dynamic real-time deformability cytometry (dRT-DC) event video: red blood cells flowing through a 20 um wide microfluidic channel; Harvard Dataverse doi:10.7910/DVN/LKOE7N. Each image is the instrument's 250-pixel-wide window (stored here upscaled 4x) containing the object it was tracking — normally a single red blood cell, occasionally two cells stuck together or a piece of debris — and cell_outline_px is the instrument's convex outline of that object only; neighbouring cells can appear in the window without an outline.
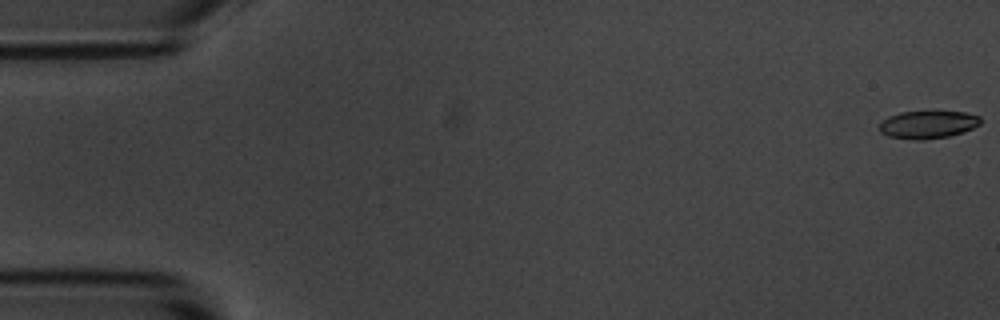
{"species": "common noctule bat (a hibernating species)", "species_latin": "Nyctalus noctula", "temperature_condition": "room temperature", "stored_images_in_passage": 55, "camera_frame_rate_fps": 3000, "um_per_image_px": 0.085, "animal": {"sex": "male", "body_mass_g": 20.1, "forearm_length_mm": 53.5}, "frame": {"image": 1, "passage_image": 1, "time_ms": 0.0, "image_size_px": [1000, 320], "cell_outline_px": [[980, 124], [964, 132], [948, 136], [924, 140], [916, 140], [888, 136], [880, 132], [880, 124], [888, 116], [900, 112], [964, 112], [980, 116]], "centroid_in_image_um": [78.87, 10.59], "position_along_channel_um": 6.1, "area_um2": 16.18}}
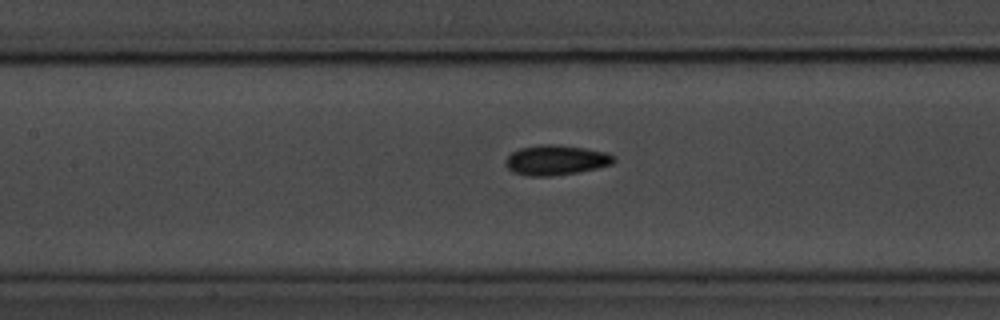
{"frame": {"image": 2, "passage_image": 25, "time_ms": 8.0, "image_size_px": [1000, 320], "cell_outline_px": [[616, 160], [612, 164], [596, 168], [576, 172], [552, 176], [528, 176], [512, 172], [504, 164], [504, 160], [512, 152], [520, 148], [540, 144], [556, 144], [584, 148], [608, 152], [616, 156]], "centroid_in_image_um": [47.25, 13.6], "position_along_channel_um": 160.2, "area_um2": 19.07}}
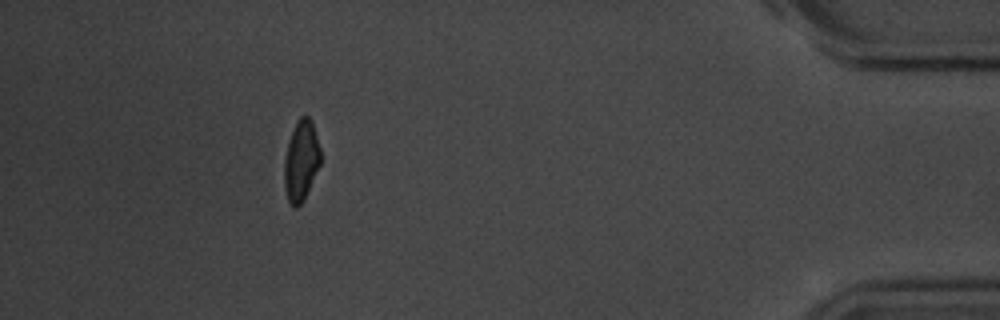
{"frame": {"image": 3, "passage_image": 50, "time_ms": 16.333, "image_size_px": [1000, 320], "cell_outline_px": [[320, 164], [304, 200], [296, 208], [292, 208], [288, 200], [284, 188], [284, 160], [288, 140], [300, 116], [308, 116], [312, 120], [320, 148]], "centroid_in_image_um": [25.58, 13.69], "position_along_channel_um": 409.6, "area_um2": 17.05}, "authors_computed_cell_mechanics": {"area_um2": 17.8602, "velocity_mm_per_s": 3.6782, "shape_relaxation_time_tau1_ms": 2.641, "shape_relaxation_time_tau2_ms": 3.8375, "deformation_change_tau1": 0.1137, "deformation_change_tau2": 0.0949}}